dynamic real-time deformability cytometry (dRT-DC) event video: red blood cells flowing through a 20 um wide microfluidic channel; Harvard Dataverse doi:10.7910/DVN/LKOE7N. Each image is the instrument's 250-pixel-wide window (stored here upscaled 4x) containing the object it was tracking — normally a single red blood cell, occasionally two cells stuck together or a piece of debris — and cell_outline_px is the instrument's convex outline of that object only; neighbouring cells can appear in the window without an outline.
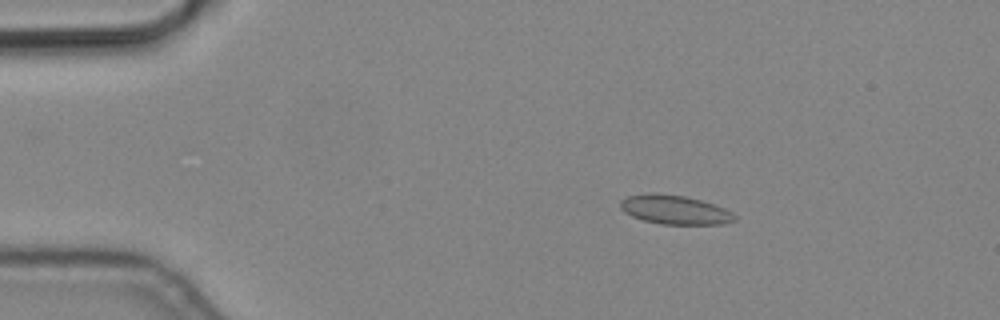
{"species": "common noctule bat (a hibernating species)", "species_latin": "Nyctalus noctula", "temperature_condition": "cold", "stored_images_in_passage": 4, "camera_frame_rate_fps": 3000, "um_per_image_px": 0.085, "animal": {"sex": "male", "body_mass_g": 19.2, "forearm_length_mm": 51.8}, "frame": {"image": 1, "passage_image": 2, "time_ms": 0.333, "image_size_px": [1000, 320], "cell_outline_px": [[736, 220], [724, 224], [660, 224], [644, 220], [632, 216], [624, 212], [620, 208], [620, 200], [628, 196], [652, 192], [656, 192], [684, 196], [700, 200], [724, 208], [732, 212], [736, 216]], "centroid_in_image_um": [57.34, 17.82], "position_along_channel_um": 27.7, "area_um2": 19.36}}